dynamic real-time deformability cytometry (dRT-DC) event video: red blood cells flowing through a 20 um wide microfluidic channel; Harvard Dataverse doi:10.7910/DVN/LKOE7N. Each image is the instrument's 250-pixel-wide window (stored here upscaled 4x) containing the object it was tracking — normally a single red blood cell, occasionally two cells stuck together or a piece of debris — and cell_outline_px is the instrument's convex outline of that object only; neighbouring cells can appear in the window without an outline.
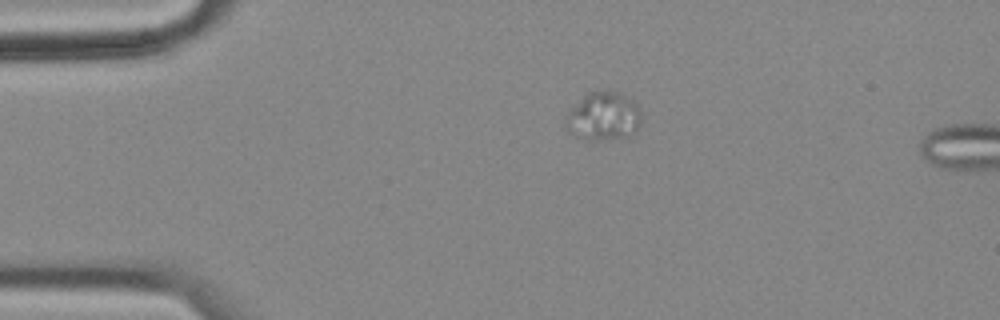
{"species": "common noctule bat (a hibernating species)", "species_latin": "Nyctalus noctula", "temperature_condition": "cold", "stored_images_in_passage": 46, "camera_frame_rate_fps": 3000, "um_per_image_px": 0.085, "animal": {"sex": "female", "body_mass_g": 18.4}, "frame": {"image": 1, "passage_image": 1, "time_ms": 0.0, "image_size_px": [1000, 320], "cell_outline_px": [[640, 124], [636, 132], [628, 136], [596, 140], [584, 140], [568, 132], [564, 128], [564, 124], [568, 112], [588, 92], [596, 88], [624, 92], [636, 104], [640, 112]], "centroid_in_image_um": [51.28, 9.85], "position_along_channel_um": 33.7, "area_um2": 21.79}}
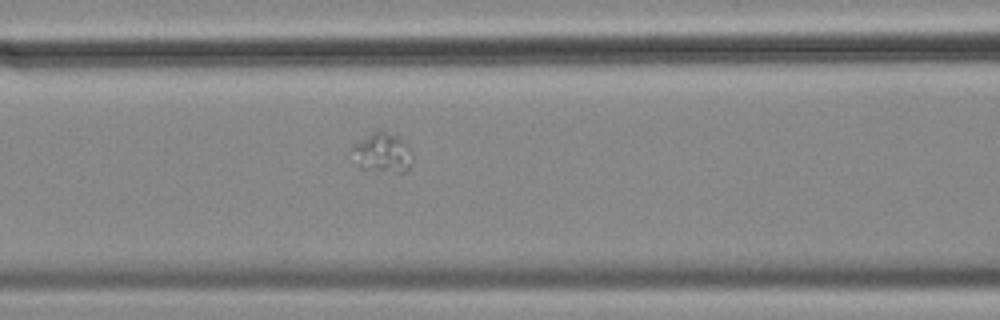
{"frame": {"image": 2, "passage_image": 13, "time_ms": 4.0, "image_size_px": [1000, 320], "cell_outline_px": [[412, 164], [404, 172], [400, 172], [364, 168], [360, 164], [352, 148], [352, 144], [372, 132], [384, 132], [396, 136], [404, 140], [408, 144], [412, 152]], "centroid_in_image_um": [32.58, 12.96], "position_along_channel_um": 134.0, "area_um2": 13.35}}
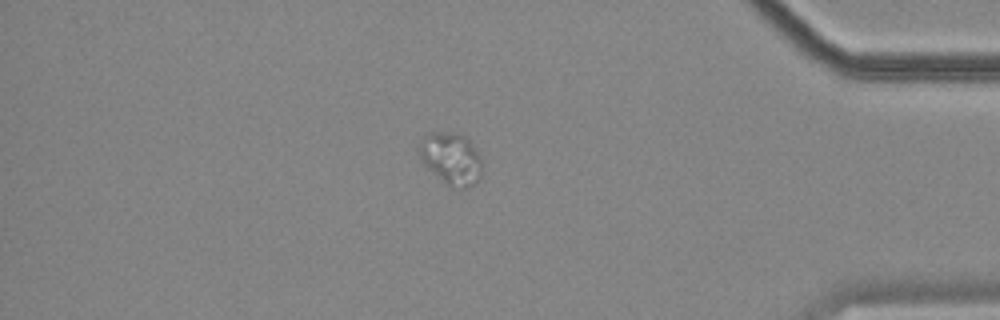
{"frame": {"image": 3, "passage_image": 38, "time_ms": 12.333, "image_size_px": [1000, 320], "cell_outline_px": [[480, 176], [468, 188], [448, 184], [428, 168], [424, 164], [416, 152], [424, 136], [428, 132], [456, 132], [464, 136], [476, 148], [480, 156]], "centroid_in_image_um": [38.31, 13.41], "position_along_channel_um": 396.9, "area_um2": 18.67}}